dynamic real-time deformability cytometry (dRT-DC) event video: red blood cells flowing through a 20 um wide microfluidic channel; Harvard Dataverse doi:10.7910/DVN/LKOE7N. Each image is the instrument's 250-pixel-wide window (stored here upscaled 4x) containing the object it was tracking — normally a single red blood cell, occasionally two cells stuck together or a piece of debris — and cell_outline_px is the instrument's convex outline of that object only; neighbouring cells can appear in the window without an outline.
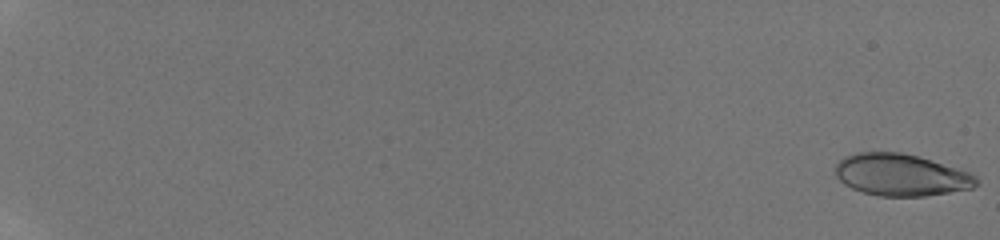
{"species": "human", "species_latin": "Homo sapiens", "temperature_condition": "room temperature", "stored_images_in_passage": 57, "camera_frame_rate_fps": 3000, "um_per_image_px": 0.085, "donor": {"sex": "male"}, "frame": {"image": 1, "passage_image": 1, "time_ms": 0.0, "image_size_px": [1000, 240], "cell_outline_px": [[980, 184], [972, 188], [924, 196], [880, 196], [864, 192], [852, 188], [844, 184], [836, 176], [836, 164], [844, 156], [856, 152], [900, 152], [916, 156], [968, 172], [976, 176], [980, 180]], "centroid_in_image_um": [76.57, 14.87], "position_along_channel_um": 8.4, "area_um2": 34.16}}
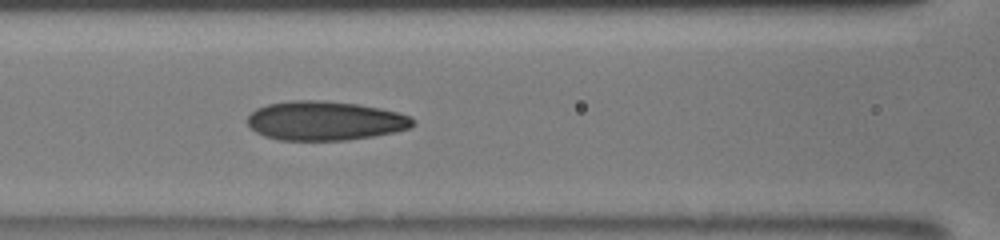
{"frame": {"image": 2, "passage_image": 30, "time_ms": 9.667, "image_size_px": [1000, 240], "cell_outline_px": [[416, 124], [408, 128], [396, 132], [348, 140], [280, 140], [264, 136], [256, 132], [248, 124], [248, 116], [256, 108], [268, 104], [292, 100], [324, 100], [356, 104], [380, 108], [396, 112], [408, 116]], "centroid_in_image_um": [27.6, 10.26], "position_along_channel_um": 139.0, "area_um2": 37.63}}
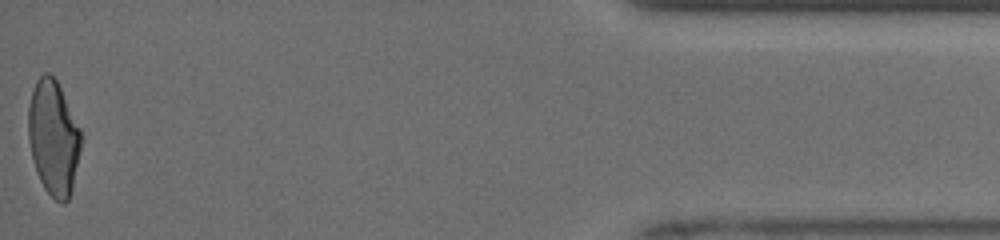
{"frame": {"image": 3, "passage_image": 57, "time_ms": 18.667, "image_size_px": [1000, 240], "cell_outline_px": [[80, 152], [72, 188], [68, 200], [64, 204], [60, 204], [44, 188], [36, 172], [28, 140], [28, 108], [32, 88], [36, 80], [44, 72], [48, 72], [56, 80], [80, 128]], "centroid_in_image_um": [4.52, 11.71], "position_along_channel_um": 430.7, "area_um2": 35.08}, "authors_computed_cell_mechanics": {"area_um2": 35.8938, "velocity_mm_per_s": 3.9723, "shape_relaxation_time_tau1_ms": 11.1412, "shape_relaxation_time_tau2_ms": 1.2285, "deformation_change_tau1": 0.2735, "deformation_change_tau2": 0.0727}}